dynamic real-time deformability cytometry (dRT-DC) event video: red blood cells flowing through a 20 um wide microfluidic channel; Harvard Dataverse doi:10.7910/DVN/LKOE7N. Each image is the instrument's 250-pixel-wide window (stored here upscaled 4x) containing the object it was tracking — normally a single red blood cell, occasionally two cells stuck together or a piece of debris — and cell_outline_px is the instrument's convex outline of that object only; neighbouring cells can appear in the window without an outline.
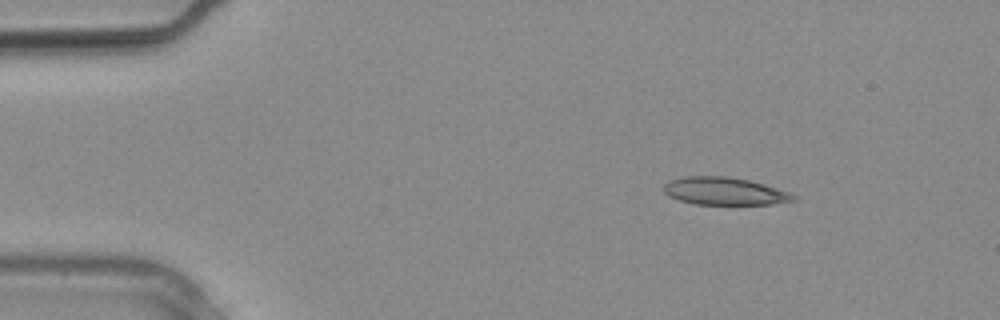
{"species": "common noctule bat (a hibernating species)", "species_latin": "Nyctalus noctula", "temperature_condition": "warm", "stored_images_in_passage": 2, "camera_frame_rate_fps": 3000, "um_per_image_px": 0.085, "animal": {"sex": "male", "body_mass_g": 20.4}, "frame": {"image": 1, "passage_image": 2, "time_ms": 0.333, "image_size_px": [1000, 320], "cell_outline_px": [[796, 200], [772, 204], [696, 204], [680, 200], [668, 196], [664, 192], [664, 184], [668, 180], [684, 176], [724, 176], [748, 180], [764, 184], [788, 192], [796, 196]], "centroid_in_image_um": [61.55, 16.24], "position_along_channel_um": 23.5, "area_um2": 20.75}}